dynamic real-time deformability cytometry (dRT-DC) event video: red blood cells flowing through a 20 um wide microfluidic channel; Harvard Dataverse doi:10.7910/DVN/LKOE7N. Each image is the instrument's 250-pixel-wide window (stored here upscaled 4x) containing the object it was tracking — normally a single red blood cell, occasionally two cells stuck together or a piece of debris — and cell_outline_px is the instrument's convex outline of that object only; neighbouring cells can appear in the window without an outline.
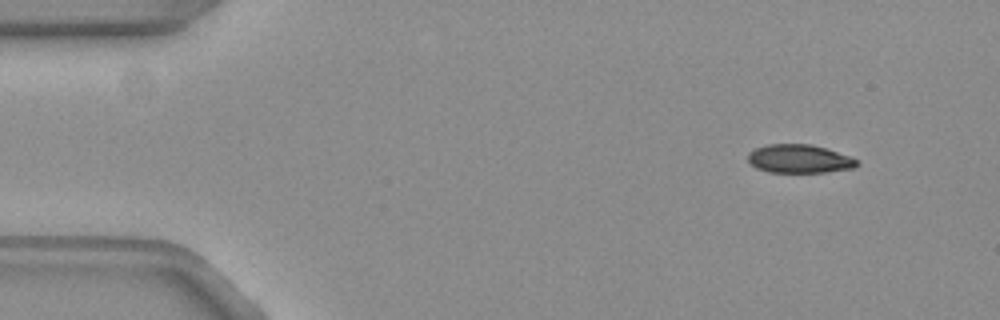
{"species": "common noctule bat (a hibernating species)", "species_latin": "Nyctalus noctula", "temperature_condition": "warm", "stored_images_in_passage": 50, "camera_frame_rate_fps": 3000, "um_per_image_px": 0.085, "animal": {"sex": "female", "body_mass_g": 19.3, "forearm_length_mm": 54.1}, "frame": {"image": 1, "passage_image": 1, "time_ms": 0.0, "image_size_px": [1000, 320], "cell_outline_px": [[860, 164], [852, 168], [824, 172], [768, 172], [756, 168], [748, 160], [748, 152], [756, 148], [768, 144], [808, 144], [824, 148], [848, 156], [856, 160]], "centroid_in_image_um": [67.89, 13.5], "position_along_channel_um": 17.1, "area_um2": 17.8}}
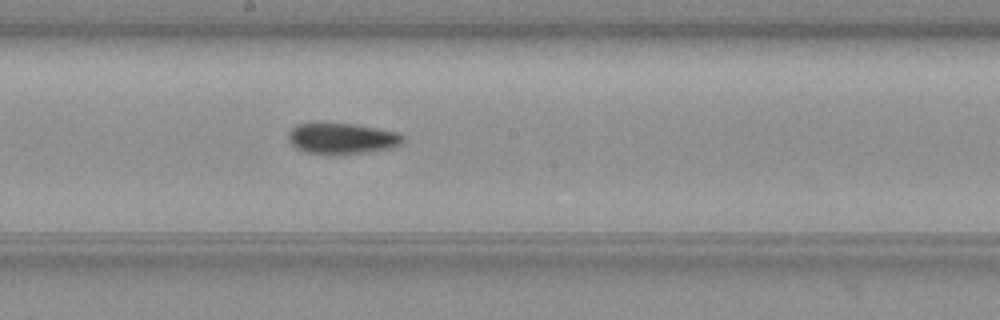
{"frame": {"image": 2, "passage_image": 25, "time_ms": 8.0, "image_size_px": [1000, 320], "cell_outline_px": [[404, 140], [400, 144], [392, 148], [344, 156], [340, 156], [308, 152], [296, 148], [288, 140], [288, 132], [296, 124], [312, 120], [324, 120], [356, 124], [396, 132], [404, 136]], "centroid_in_image_um": [29.0, 11.74], "position_along_channel_um": 219.2, "area_um2": 21.85}}
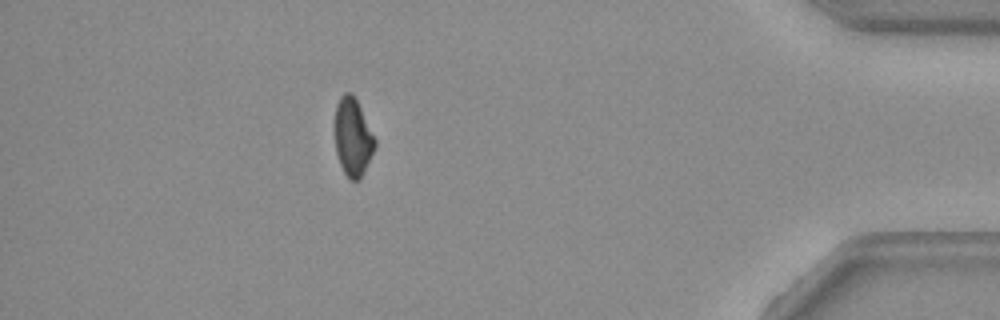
{"frame": {"image": 3, "passage_image": 44, "time_ms": 14.333, "image_size_px": [1000, 320], "cell_outline_px": [[376, 148], [360, 180], [352, 180], [344, 172], [340, 164], [336, 152], [332, 128], [332, 124], [336, 104], [340, 96], [344, 92], [352, 92], [376, 140]], "centroid_in_image_um": [29.94, 11.64], "position_along_channel_um": 405.3, "area_um2": 18.67}, "authors_computed_cell_mechanics": {"area_um2": 19.652, "velocity_mm_per_s": 3.7595, "shape_relaxation_time_tau1_ms": 4.8601, "shape_relaxation_time_tau2_ms": 4.7422, "deformation_change_tau1": 0.1715, "deformation_change_tau2": 0.0969}}